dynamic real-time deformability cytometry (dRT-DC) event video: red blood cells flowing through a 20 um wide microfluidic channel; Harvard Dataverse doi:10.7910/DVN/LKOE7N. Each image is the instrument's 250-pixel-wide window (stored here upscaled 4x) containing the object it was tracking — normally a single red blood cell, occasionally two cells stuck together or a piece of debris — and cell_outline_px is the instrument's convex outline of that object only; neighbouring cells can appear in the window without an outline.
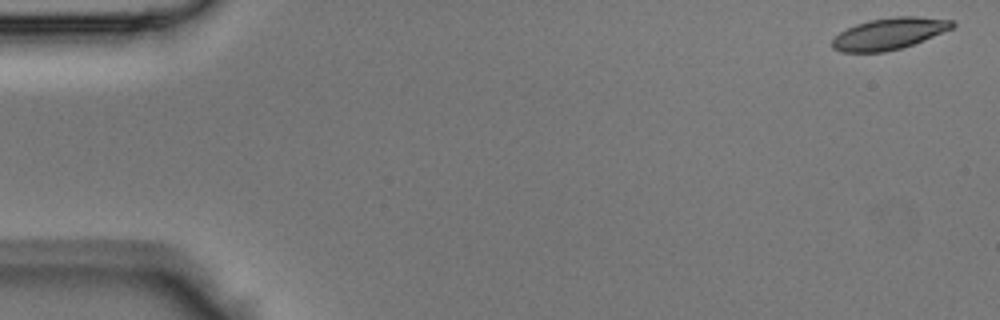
{"species": "Egyptian fruit bat (a non-hibernating species)", "species_latin": "Rousettus aegyptiacus", "temperature_condition": "room temperature", "stored_images_in_passage": 7, "camera_frame_rate_fps": 3000, "um_per_image_px": 0.085, "animal": {"sex": "male"}, "frame": {"image": 1, "passage_image": 1, "time_ms": 0.0, "image_size_px": [1000, 320], "cell_outline_px": [[956, 24], [952, 28], [924, 40], [900, 48], [884, 52], [840, 52], [832, 48], [832, 40], [840, 32], [856, 24], [868, 20], [896, 16], [916, 16], [952, 20]], "centroid_in_image_um": [75.56, 2.86], "position_along_channel_um": 9.4, "area_um2": 21.96}}